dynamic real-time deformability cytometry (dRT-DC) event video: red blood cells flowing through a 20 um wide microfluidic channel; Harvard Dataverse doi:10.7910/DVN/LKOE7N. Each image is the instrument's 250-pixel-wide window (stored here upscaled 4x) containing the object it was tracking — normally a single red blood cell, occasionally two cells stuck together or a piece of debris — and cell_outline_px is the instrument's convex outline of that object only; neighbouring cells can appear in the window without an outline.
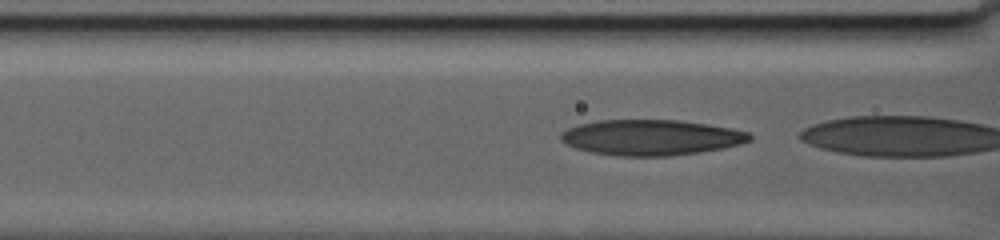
{"species": "human", "species_latin": "Homo sapiens", "temperature_condition": "warm", "stored_images_in_passage": 51, "camera_frame_rate_fps": 3000, "um_per_image_px": 0.085, "donor": {"sex": "male"}, "frame": {"image": 1, "passage_image": 13, "time_ms": 2.667, "image_size_px": [1000, 240], "cell_outline_px": [[752, 140], [740, 144], [724, 148], [700, 152], [672, 156], [620, 156], [592, 152], [576, 148], [560, 140], [560, 132], [568, 128], [580, 124], [596, 120], [680, 120], [708, 124], [732, 128], [748, 132], [752, 136]], "centroid_in_image_um": [55.36, 11.68], "position_along_channel_um": 111.2, "area_um2": 39.3}}
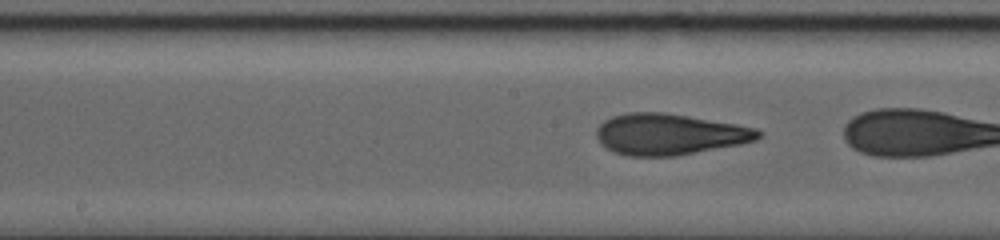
{"frame": {"image": 2, "passage_image": 28, "time_ms": 6.333, "image_size_px": [1000, 240], "cell_outline_px": [[764, 132], [756, 140], [740, 144], [676, 156], [628, 156], [612, 152], [600, 144], [596, 136], [596, 128], [604, 120], [612, 116], [628, 112], [664, 112], [736, 124], [756, 128]], "centroid_in_image_um": [56.87, 11.41], "position_along_channel_um": 191.3, "area_um2": 39.02}}
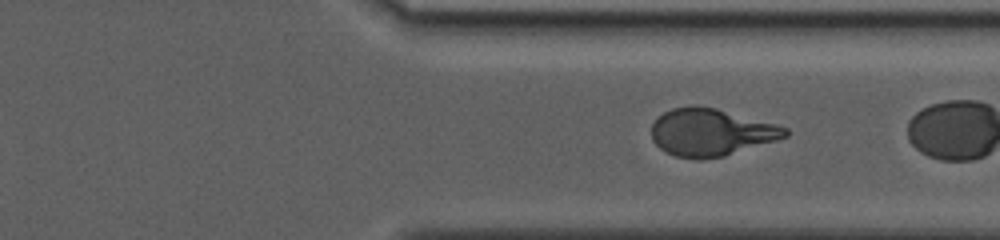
{"frame": {"image": 3, "passage_image": 48, "time_ms": 13.667, "image_size_px": [1000, 240], "cell_outline_px": [[788, 136], [776, 140], [724, 156], [700, 160], [696, 160], [676, 156], [664, 152], [652, 140], [652, 124], [664, 112], [672, 108], [692, 104], [696, 104], [716, 108], [776, 124], [788, 128]], "centroid_in_image_um": [60.41, 11.24], "position_along_channel_um": 351.0, "area_um2": 36.99}}